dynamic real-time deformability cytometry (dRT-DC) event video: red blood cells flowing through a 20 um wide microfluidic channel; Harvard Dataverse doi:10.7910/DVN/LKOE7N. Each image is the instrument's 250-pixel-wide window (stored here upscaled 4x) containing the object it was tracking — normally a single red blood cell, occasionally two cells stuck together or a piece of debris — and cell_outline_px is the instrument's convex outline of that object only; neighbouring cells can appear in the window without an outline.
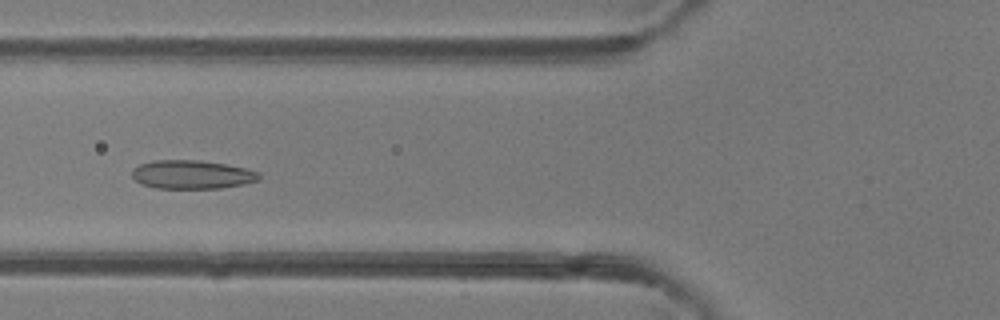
{"species": "common noctule bat (a hibernating species)", "species_latin": "Nyctalus noctula", "temperature_condition": "room temperature", "stored_images_in_passage": 51, "camera_frame_rate_fps": 3000, "um_per_image_px": 0.085, "animal": {"sex": "female"}, "frame": {"image": 1, "passage_image": 20, "time_ms": 6.333, "image_size_px": [1000, 320], "cell_outline_px": [[260, 180], [244, 184], [220, 188], [156, 188], [140, 184], [132, 176], [132, 168], [140, 164], [152, 160], [200, 160], [224, 164], [244, 168], [260, 172]], "centroid_in_image_um": [16.3, 14.83], "position_along_channel_um": 109.5, "area_um2": 21.27}}
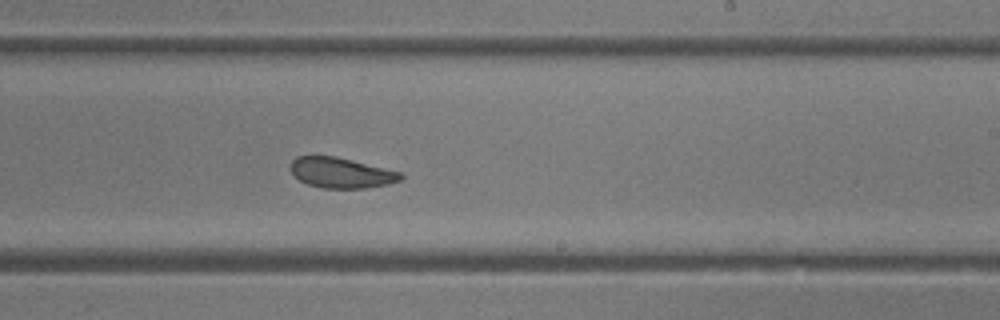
{"frame": {"image": 2, "passage_image": 31, "time_ms": 10.0, "image_size_px": [1000, 320], "cell_outline_px": [[404, 176], [400, 180], [388, 184], [364, 188], [320, 188], [308, 184], [300, 180], [292, 172], [292, 160], [296, 156], [336, 156], [404, 172]], "centroid_in_image_um": [29.05, 14.68], "position_along_channel_um": 259.9, "area_um2": 19.54}}
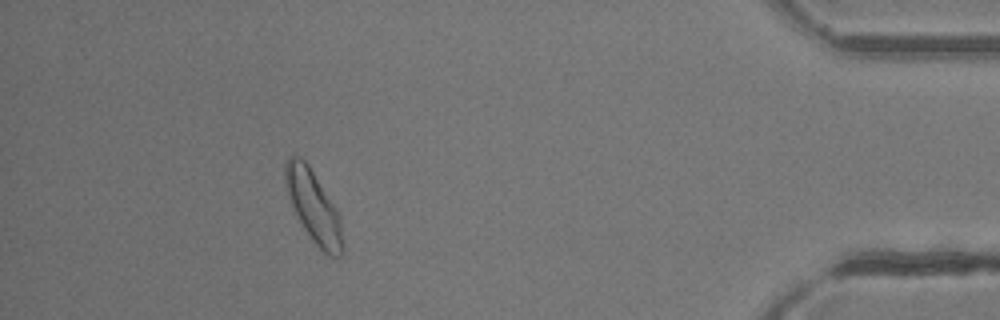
{"frame": {"image": 3, "passage_image": 46, "time_ms": 15.0, "image_size_px": [1000, 320], "cell_outline_px": [[340, 256], [328, 256], [316, 244], [304, 228], [296, 216], [284, 184], [284, 164], [288, 156], [300, 156], [308, 164], [340, 216]], "centroid_in_image_um": [26.57, 17.47], "position_along_channel_um": 408.6, "area_um2": 23.18}, "authors_computed_cell_mechanics": {"area_um2": 22.253, "velocity_mm_per_s": 4.1068, "shape_relaxation_time_tau1_ms": 3.8942, "shape_relaxation_time_tau2_ms": 4.2489, "deformation_change_tau1": 0.1049, "deformation_change_tau2": 0.0937}}